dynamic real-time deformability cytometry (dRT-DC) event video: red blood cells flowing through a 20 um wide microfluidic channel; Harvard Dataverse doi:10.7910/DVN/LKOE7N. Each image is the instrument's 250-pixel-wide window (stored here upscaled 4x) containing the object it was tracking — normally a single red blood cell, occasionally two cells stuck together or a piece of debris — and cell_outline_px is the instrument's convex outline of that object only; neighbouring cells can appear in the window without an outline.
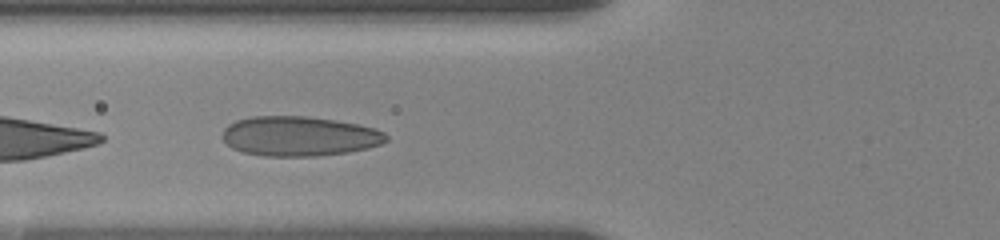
{"species": "human", "species_latin": "Homo sapiens", "temperature_condition": "room temperature", "stored_images_in_passage": 10, "camera_frame_rate_fps": 3000, "um_per_image_px": 0.085, "donor": {"sex": "female"}, "frame": {"image": 1, "passage_image": 9, "time_ms": 5.0, "image_size_px": [1000, 240], "cell_outline_px": [[388, 140], [380, 144], [368, 148], [348, 152], [316, 156], [264, 156], [244, 152], [232, 148], [220, 136], [224, 128], [228, 124], [236, 120], [252, 116], [304, 116], [336, 120], [356, 124], [372, 128], [384, 132], [388, 136]], "centroid_in_image_um": [25.41, 11.57], "position_along_channel_um": 100.4, "area_um2": 37.97}}